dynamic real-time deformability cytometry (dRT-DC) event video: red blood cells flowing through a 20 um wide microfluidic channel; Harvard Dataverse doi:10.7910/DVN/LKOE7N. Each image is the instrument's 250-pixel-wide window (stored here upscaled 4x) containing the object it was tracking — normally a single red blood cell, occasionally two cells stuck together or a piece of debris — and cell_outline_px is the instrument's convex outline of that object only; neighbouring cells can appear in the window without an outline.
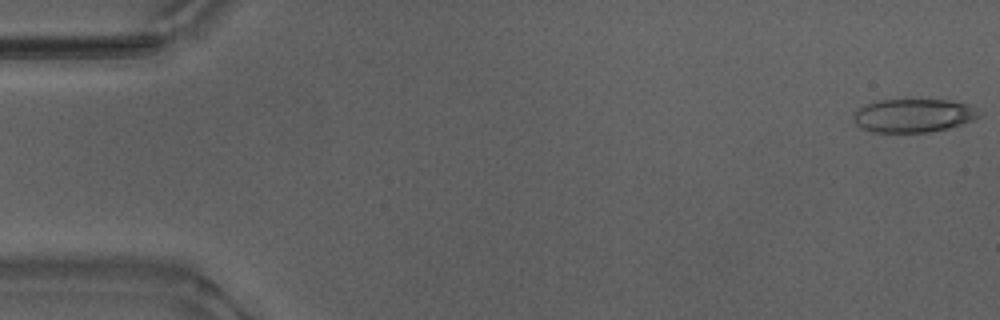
{"species": "Egyptian fruit bat (a non-hibernating species)", "species_latin": "Rousettus aegyptiacus", "temperature_condition": "warm", "stored_images_in_passage": 53, "camera_frame_rate_fps": 3000, "um_per_image_px": 0.085, "animal": {"sex": "male"}, "frame": {"image": 1, "passage_image": 1, "time_ms": 0.0, "image_size_px": [1000, 320], "cell_outline_px": [[980, 116], [972, 120], [960, 124], [928, 132], [872, 132], [860, 128], [856, 124], [852, 116], [864, 104], [876, 100], [948, 100], [968, 104], [976, 108]], "centroid_in_image_um": [77.59, 9.81], "position_along_channel_um": 7.4, "area_um2": 24.28}}
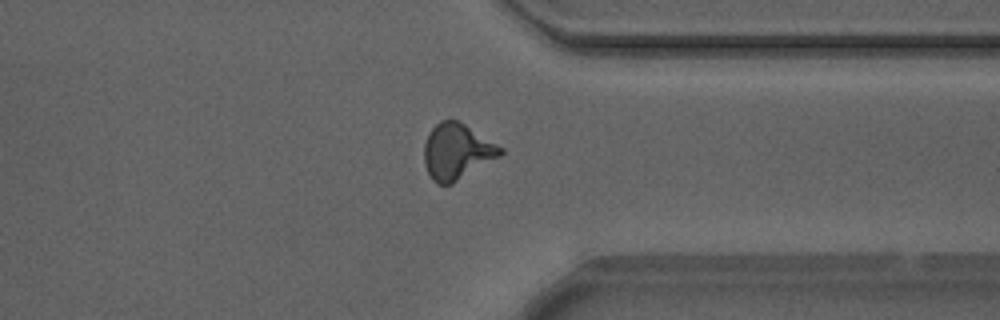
{"frame": {"image": 2, "passage_image": 41, "time_ms": 13.333, "image_size_px": [1000, 320], "cell_outline_px": [[504, 152], [500, 156], [452, 184], [436, 184], [432, 180], [424, 164], [424, 144], [428, 132], [440, 120], [460, 120], [504, 148]], "centroid_in_image_um": [38.83, 12.86], "position_along_channel_um": 372.6, "area_um2": 25.03}}
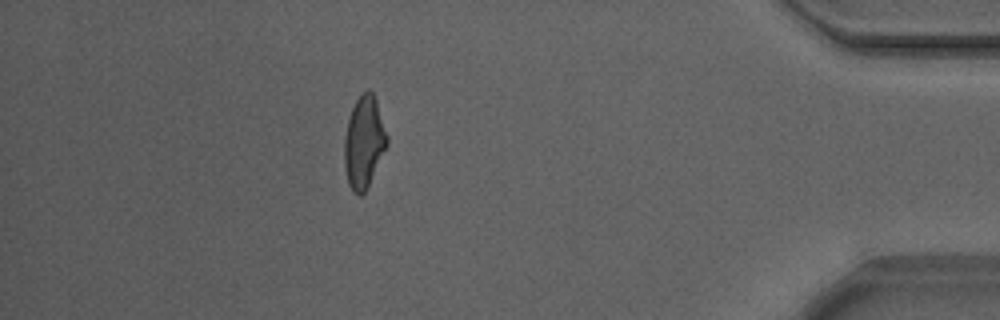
{"frame": {"image": 3, "passage_image": 47, "time_ms": 15.333, "image_size_px": [1000, 320], "cell_outline_px": [[388, 144], [364, 192], [360, 196], [352, 192], [348, 184], [344, 164], [344, 136], [348, 120], [352, 108], [356, 100], [368, 88], [372, 92], [376, 100], [388, 136]], "centroid_in_image_um": [30.92, 12.08], "position_along_channel_um": 404.3, "area_um2": 22.66}, "authors_computed_cell_mechanics": {"area_um2": 23.698, "velocity_mm_per_s": 3.8713, "shape_relaxation_time_tau1_ms": 7.7773, "shape_relaxation_time_tau2_ms": 1.3244, "deformation_change_tau1": 0.2144, "deformation_change_tau2": 0.1044}}